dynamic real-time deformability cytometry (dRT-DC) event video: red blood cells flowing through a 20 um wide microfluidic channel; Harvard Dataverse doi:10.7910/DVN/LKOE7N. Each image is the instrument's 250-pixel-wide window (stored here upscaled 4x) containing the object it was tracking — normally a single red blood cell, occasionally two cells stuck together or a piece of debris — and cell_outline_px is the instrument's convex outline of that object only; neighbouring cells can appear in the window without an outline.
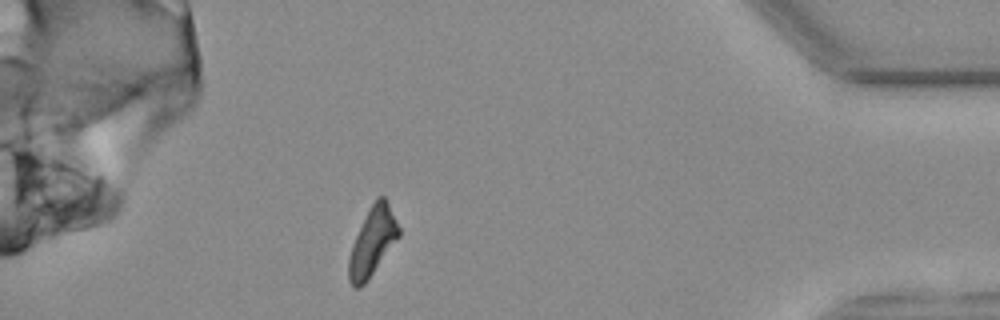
{"species": "common noctule bat (a hibernating species)", "species_latin": "Nyctalus noctula", "temperature_condition": "warm", "stored_images_in_passage": 43, "camera_frame_rate_fps": 3000, "um_per_image_px": 0.085, "animal": {"sex": "female", "body_mass_g": 25.1}, "frame": {"image": 1, "passage_image": 43, "time_ms": 14.0, "image_size_px": [1000, 320], "cell_outline_px": [[400, 236], [364, 284], [360, 288], [352, 288], [348, 280], [348, 260], [352, 244], [376, 196], [384, 196], [400, 228]], "centroid_in_image_um": [31.65, 20.58], "position_along_channel_um": 403.6, "area_um2": 19.48}}